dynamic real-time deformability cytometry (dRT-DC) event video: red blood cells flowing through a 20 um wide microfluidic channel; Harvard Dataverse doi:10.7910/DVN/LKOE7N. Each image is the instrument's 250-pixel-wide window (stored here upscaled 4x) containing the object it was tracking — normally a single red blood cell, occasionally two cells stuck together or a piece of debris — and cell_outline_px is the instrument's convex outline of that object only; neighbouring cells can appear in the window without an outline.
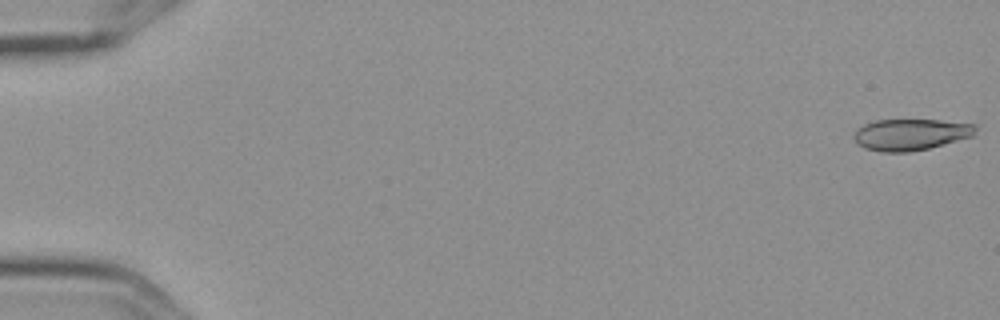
{"species": "Egyptian fruit bat (a non-hibernating species)", "species_latin": "Rousettus aegyptiacus", "temperature_condition": "cold", "stored_images_in_passage": 6, "camera_frame_rate_fps": 3000, "um_per_image_px": 0.085, "frame": {"image": 1, "passage_image": 1, "time_ms": 0.0, "image_size_px": [1000, 320], "cell_outline_px": [[976, 128], [972, 136], [928, 148], [908, 152], [880, 152], [864, 148], [856, 144], [852, 136], [856, 128], [864, 124], [876, 120], [940, 120], [976, 124]], "centroid_in_image_um": [77.33, 11.43], "position_along_channel_um": 7.7, "area_um2": 22.31}}
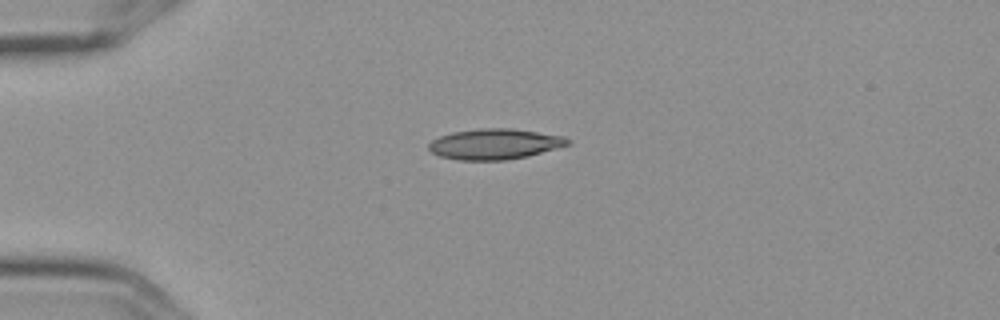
{"frame": {"image": 2, "passage_image": 5, "time_ms": 1.333, "image_size_px": [1000, 320], "cell_outline_px": [[572, 144], [528, 156], [504, 160], [460, 160], [440, 156], [432, 152], [428, 148], [428, 144], [432, 140], [440, 136], [452, 132], [480, 128], [508, 128], [564, 136], [572, 140]], "centroid_in_image_um": [42.07, 12.24], "position_along_channel_um": 42.9, "area_um2": 24.74}}